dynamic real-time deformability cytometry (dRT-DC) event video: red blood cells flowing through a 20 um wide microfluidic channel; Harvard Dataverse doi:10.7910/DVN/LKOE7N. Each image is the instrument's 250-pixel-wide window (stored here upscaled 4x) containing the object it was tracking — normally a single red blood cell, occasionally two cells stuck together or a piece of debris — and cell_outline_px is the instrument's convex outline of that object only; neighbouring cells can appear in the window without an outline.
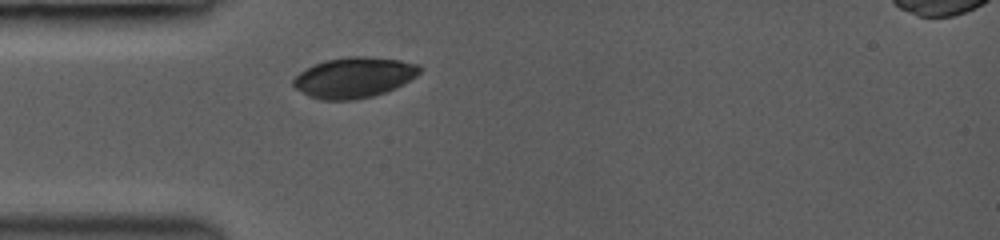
{"species": "common noctule bat (a hibernating species)", "species_latin": "Nyctalus noctula", "temperature_condition": "room temperature", "stored_images_in_passage": 1, "camera_frame_rate_fps": 3000, "um_per_image_px": 0.085, "animal": {"sex": "female", "body_mass_g": 19.0, "forearm_length_mm": 53.3}, "frame": {"image": 1, "passage_image": 1, "time_ms": 0.0, "image_size_px": [1000, 240], "cell_outline_px": [[424, 68], [416, 76], [396, 88], [372, 96], [356, 100], [320, 100], [308, 96], [296, 88], [292, 84], [292, 80], [300, 72], [324, 60], [348, 56], [364, 56], [400, 60], [420, 64]], "centroid_in_image_um": [30.11, 6.59], "position_along_channel_um": 54.9, "area_um2": 29.94}}